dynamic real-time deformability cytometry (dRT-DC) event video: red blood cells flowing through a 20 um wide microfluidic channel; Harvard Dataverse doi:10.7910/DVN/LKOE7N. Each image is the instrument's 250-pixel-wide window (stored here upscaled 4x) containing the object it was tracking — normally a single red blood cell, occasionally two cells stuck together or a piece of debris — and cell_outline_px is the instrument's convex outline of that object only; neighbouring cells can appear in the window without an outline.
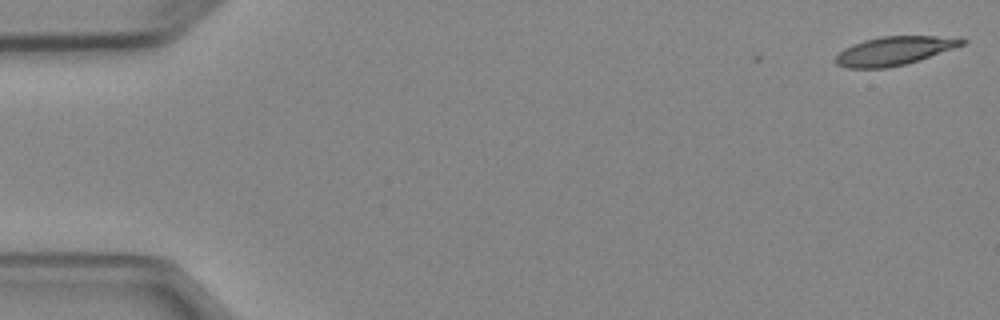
{"species": "Egyptian fruit bat (a non-hibernating species)", "species_latin": "Rousettus aegyptiacus", "temperature_condition": "cold", "stored_images_in_passage": 5, "camera_frame_rate_fps": 3000, "um_per_image_px": 0.085, "animal": {"sex": "female"}, "frame": {"image": 1, "passage_image": 1, "time_ms": 0.0, "image_size_px": [1000, 320], "cell_outline_px": [[968, 40], [964, 44], [920, 60], [908, 64], [888, 68], [844, 68], [836, 64], [832, 60], [844, 48], [852, 44], [864, 40], [880, 36], [964, 36]], "centroid_in_image_um": [76.04, 4.31], "position_along_channel_um": 9.0, "area_um2": 21.56}}
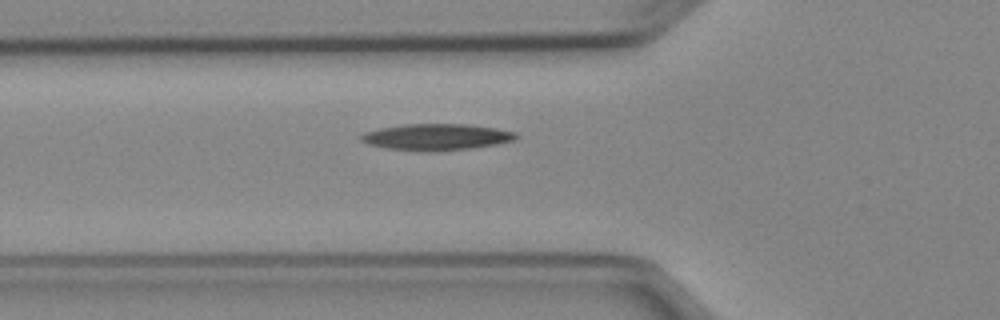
{"frame": {"image": 2, "passage_image": 5, "time_ms": 5.667, "image_size_px": [1000, 320], "cell_outline_px": [[520, 136], [512, 140], [496, 144], [468, 148], [436, 152], [424, 152], [384, 148], [368, 144], [360, 140], [360, 136], [364, 132], [380, 128], [404, 124], [464, 124], [496, 128], [516, 132]], "centroid_in_image_um": [37.06, 11.65], "position_along_channel_um": 88.7, "area_um2": 23.93}}